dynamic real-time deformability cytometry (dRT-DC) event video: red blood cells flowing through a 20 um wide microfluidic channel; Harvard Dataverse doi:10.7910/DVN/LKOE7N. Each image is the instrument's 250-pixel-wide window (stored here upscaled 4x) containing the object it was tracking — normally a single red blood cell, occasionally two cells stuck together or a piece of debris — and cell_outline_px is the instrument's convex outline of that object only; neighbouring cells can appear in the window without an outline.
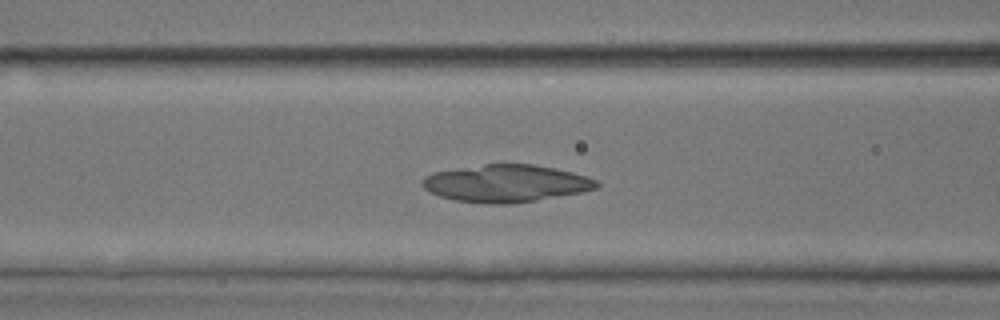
{"species": "common noctule bat (a hibernating species)", "species_latin": "Nyctalus noctula", "temperature_condition": "room temperature", "stored_images_in_passage": 49, "camera_frame_rate_fps": 3000, "um_per_image_px": 0.085, "animal": {"sex": "male", "body_mass_g": 17.9, "forearm_length_mm": 54.2}, "frame": {"image": 1, "passage_image": 22, "time_ms": 7.0, "image_size_px": [1000, 320], "cell_outline_px": [[600, 184], [596, 188], [580, 192], [536, 200], [508, 204], [488, 204], [456, 200], [440, 196], [428, 192], [420, 184], [424, 176], [432, 172], [484, 164], [532, 164], [556, 168], [588, 176], [596, 180]], "centroid_in_image_um": [42.98, 15.58], "position_along_channel_um": 123.6, "area_um2": 37.92}}
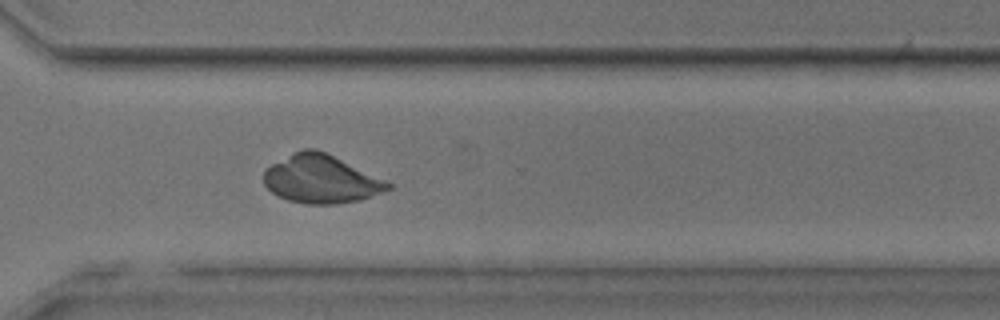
{"frame": {"image": 2, "passage_image": 39, "time_ms": 12.667, "image_size_px": [1000, 320], "cell_outline_px": [[392, 188], [360, 200], [336, 204], [308, 204], [288, 200], [272, 192], [264, 184], [264, 172], [272, 164], [304, 148], [316, 148], [384, 180], [392, 184]], "centroid_in_image_um": [27.28, 15.24], "position_along_channel_um": 343.3, "area_um2": 34.16}}
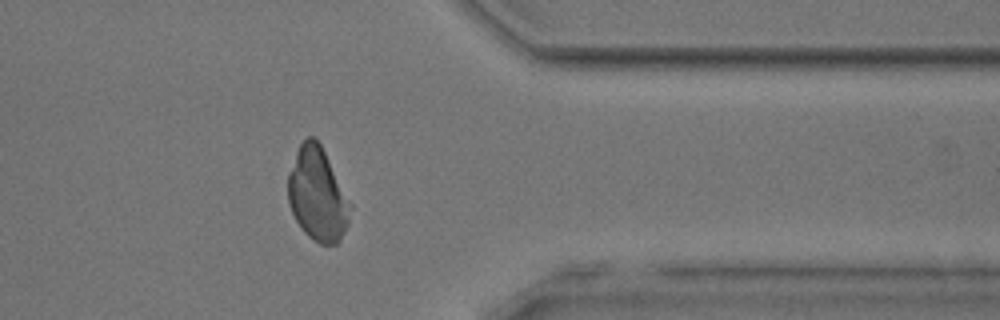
{"frame": {"image": 3, "passage_image": 43, "time_ms": 14.0, "image_size_px": [1000, 320], "cell_outline_px": [[352, 208], [348, 224], [340, 240], [336, 244], [320, 244], [312, 240], [304, 232], [296, 220], [288, 204], [288, 172], [296, 152], [300, 144], [308, 136], [312, 136], [320, 144], [352, 204]], "centroid_in_image_um": [26.99, 16.55], "position_along_channel_um": 384.4, "area_um2": 33.81}}